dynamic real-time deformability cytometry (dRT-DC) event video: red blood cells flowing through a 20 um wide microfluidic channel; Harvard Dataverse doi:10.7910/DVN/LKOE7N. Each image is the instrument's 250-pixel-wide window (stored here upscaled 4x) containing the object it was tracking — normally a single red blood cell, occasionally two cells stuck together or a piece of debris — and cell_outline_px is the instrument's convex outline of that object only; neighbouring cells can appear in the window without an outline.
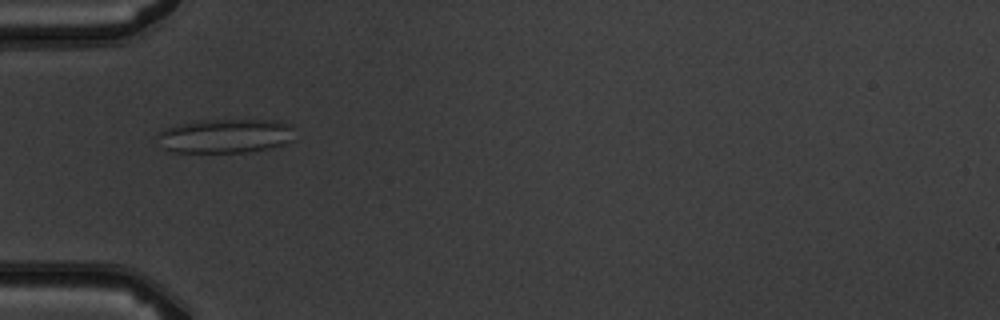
{"species": "common noctule bat (a hibernating species)", "species_latin": "Nyctalus noctula", "temperature_condition": "warm", "stored_images_in_passage": 5, "camera_frame_rate_fps": 3000, "um_per_image_px": 0.085, "animal": {"sex": "male", "body_mass_g": 19.5, "forearm_length_mm": 54.6}, "frame": {"image": 1, "passage_image": 2, "time_ms": 1.333, "image_size_px": [1000, 320], "cell_outline_px": [[292, 140], [284, 144], [272, 148], [248, 152], [172, 152], [164, 148], [156, 136], [164, 128], [180, 124], [200, 120], [224, 116], [276, 120], [292, 124]], "centroid_in_image_um": [19.2, 11.5], "position_along_channel_um": 65.8, "area_um2": 28.5}}
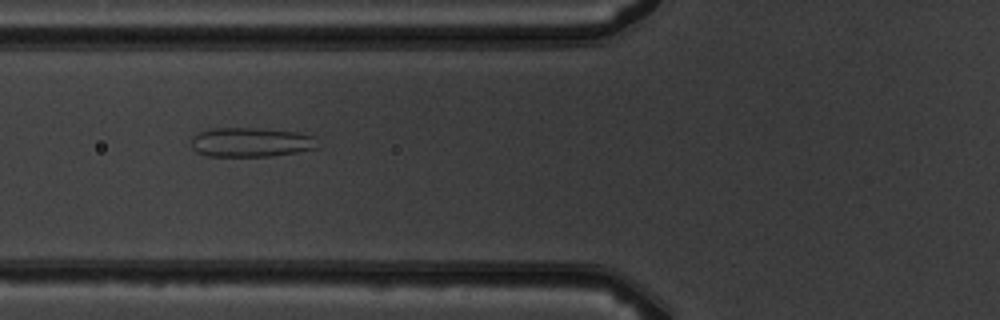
{"frame": {"image": 2, "passage_image": 3, "time_ms": 2.333, "image_size_px": [1000, 320], "cell_outline_px": [[320, 148], [272, 156], [208, 156], [196, 152], [192, 148], [192, 136], [196, 132], [212, 128], [256, 128], [300, 132], [316, 136]], "centroid_in_image_um": [21.36, 12.08], "position_along_channel_um": 104.4, "area_um2": 22.02}}